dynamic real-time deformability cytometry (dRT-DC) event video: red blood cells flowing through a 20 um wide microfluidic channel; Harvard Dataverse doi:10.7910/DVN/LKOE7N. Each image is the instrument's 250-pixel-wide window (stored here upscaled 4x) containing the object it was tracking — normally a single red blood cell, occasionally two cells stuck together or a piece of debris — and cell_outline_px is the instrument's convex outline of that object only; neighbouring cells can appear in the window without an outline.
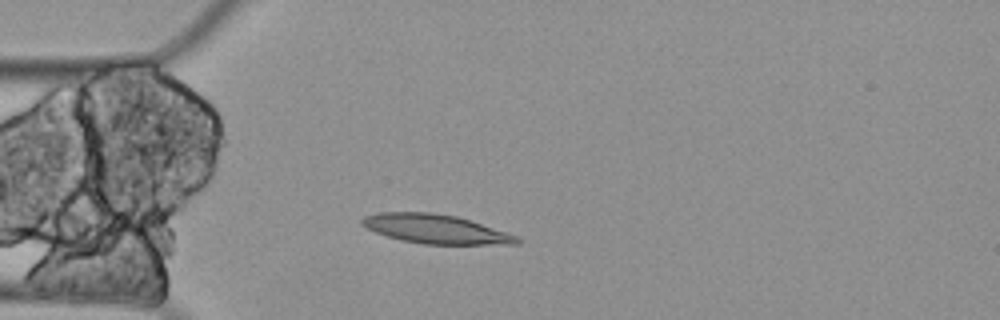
{"species": "Egyptian fruit bat (a non-hibernating species)", "species_latin": "Rousettus aegyptiacus", "temperature_condition": "cold", "stored_images_in_passage": 5, "camera_frame_rate_fps": 3000, "um_per_image_px": 0.085, "animal": {"sex": "female"}, "frame": {"image": 1, "passage_image": 4, "time_ms": 1.0, "image_size_px": [1000, 320], "cell_outline_px": [[520, 244], [424, 244], [400, 240], [376, 232], [360, 224], [360, 220], [364, 216], [380, 212], [432, 212], [456, 216], [508, 232], [516, 236], [520, 240]], "centroid_in_image_um": [37.02, 19.46], "position_along_channel_um": 48.0, "area_um2": 26.13}}